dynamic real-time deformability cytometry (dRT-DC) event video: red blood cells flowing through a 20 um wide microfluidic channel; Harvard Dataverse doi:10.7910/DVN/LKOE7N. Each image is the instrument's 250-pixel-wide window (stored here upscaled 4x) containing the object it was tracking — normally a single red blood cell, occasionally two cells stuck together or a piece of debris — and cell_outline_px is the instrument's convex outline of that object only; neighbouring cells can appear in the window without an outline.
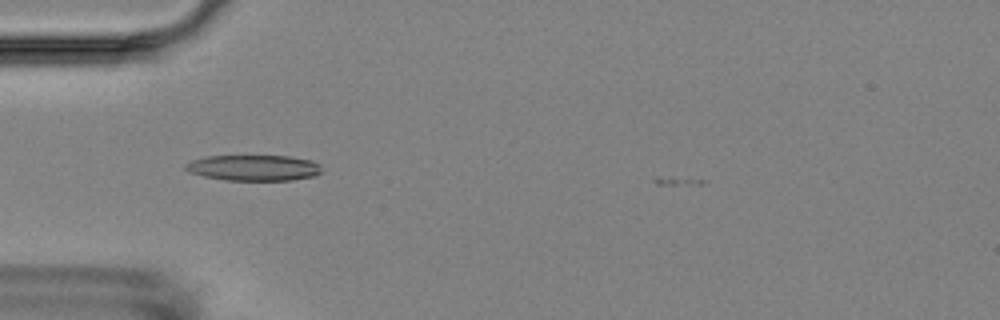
{"species": "Egyptian fruit bat (a non-hibernating species)", "species_latin": "Rousettus aegyptiacus", "temperature_condition": "room temperature", "stored_images_in_passage": 4, "camera_frame_rate_fps": 3000, "um_per_image_px": 0.085, "animal": {"sex": "female"}, "frame": {"image": 1, "passage_image": 3, "time_ms": 2.333, "image_size_px": [1000, 320], "cell_outline_px": [[324, 172], [316, 176], [292, 180], [224, 180], [204, 176], [188, 172], [184, 168], [184, 164], [192, 160], [208, 156], [288, 156], [312, 160], [320, 164]], "centroid_in_image_um": [21.61, 14.26], "position_along_channel_um": 63.4, "area_um2": 20.69}}